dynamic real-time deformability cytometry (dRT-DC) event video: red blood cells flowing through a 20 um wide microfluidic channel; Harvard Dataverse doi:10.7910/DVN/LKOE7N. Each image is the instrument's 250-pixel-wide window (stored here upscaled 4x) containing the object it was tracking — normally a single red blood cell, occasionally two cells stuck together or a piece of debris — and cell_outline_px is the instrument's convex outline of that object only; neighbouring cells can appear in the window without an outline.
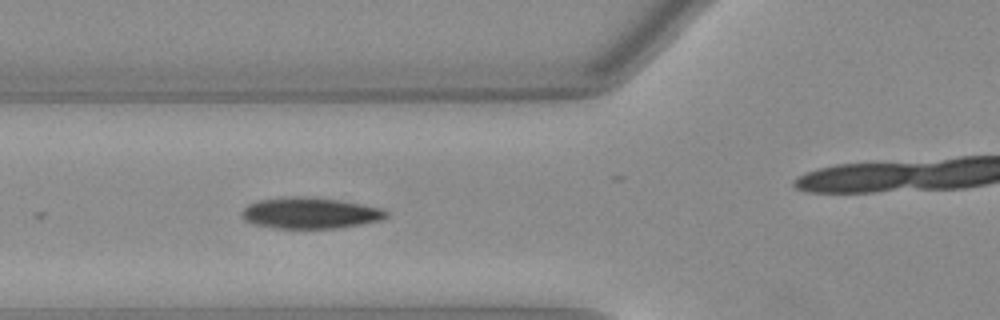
{"species": "Egyptian fruit bat (a non-hibernating species)", "species_latin": "Rousettus aegyptiacus", "temperature_condition": "warm", "stored_images_in_passage": 16, "camera_frame_rate_fps": 3000, "um_per_image_px": 0.085, "animal": {"sex": "female"}, "frame": {"image": 1, "passage_image": 13, "time_ms": 4.0, "image_size_px": [1000, 320], "cell_outline_px": [[388, 216], [380, 220], [340, 228], [272, 228], [256, 224], [244, 220], [240, 212], [248, 204], [260, 200], [292, 196], [300, 196], [340, 200], [380, 208], [388, 212]], "centroid_in_image_um": [26.34, 18.11], "position_along_channel_um": 99.5, "area_um2": 26.01}}